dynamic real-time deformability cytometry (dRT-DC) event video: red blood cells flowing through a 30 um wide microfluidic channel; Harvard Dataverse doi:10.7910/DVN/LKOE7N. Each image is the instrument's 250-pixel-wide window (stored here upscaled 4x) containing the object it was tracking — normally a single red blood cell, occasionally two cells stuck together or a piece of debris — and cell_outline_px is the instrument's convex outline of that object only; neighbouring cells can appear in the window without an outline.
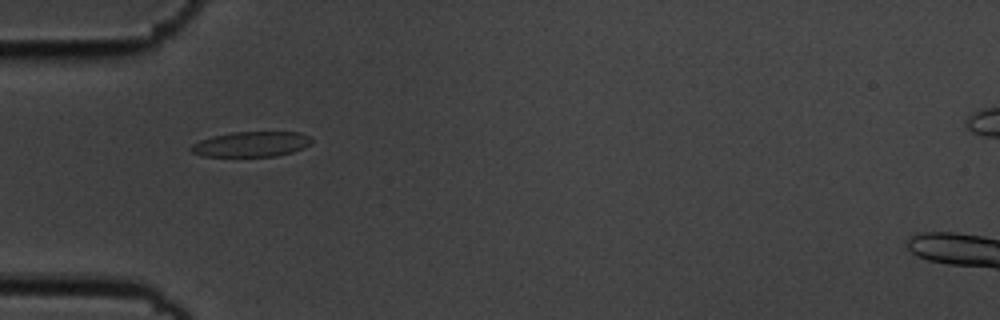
{"species": "common noctule bat (a hibernating species)", "species_latin": "Nyctalus noctula", "temperature_condition": "cold", "stored_images_in_passage": 7, "camera_frame_rate_fps": 3000, "um_per_image_px": 0.085, "animal": {"sex": "male", "body_mass_g": 19.5, "forearm_length_mm": 54.6}, "frame": {"image": 1, "passage_image": 1, "time_ms": 0.0, "image_size_px": [1000, 320], "cell_outline_px": [[312, 144], [304, 148], [292, 152], [276, 156], [200, 156], [192, 152], [188, 148], [192, 144], [200, 140], [212, 136], [232, 132], [300, 132], [312, 136]], "centroid_in_image_um": [21.38, 12.25], "position_along_channel_um": 63.6, "area_um2": 17.92}}
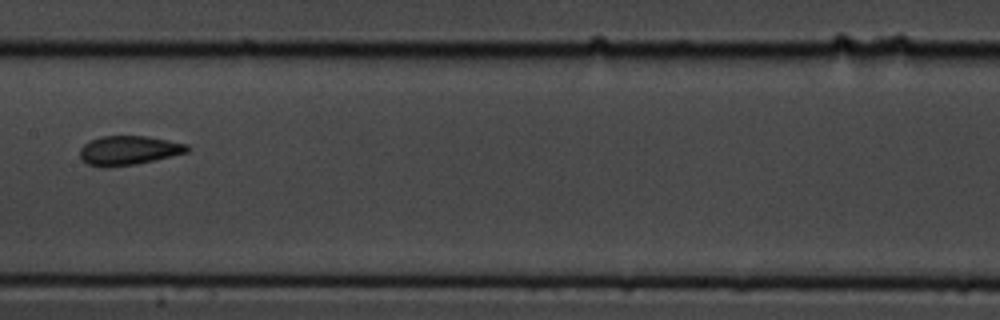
{"frame": {"image": 2, "passage_image": 4, "time_ms": 1.0, "image_size_px": [1000, 320], "cell_outline_px": [[192, 148], [188, 152], [136, 164], [108, 168], [104, 168], [88, 164], [80, 160], [80, 148], [88, 140], [100, 136], [148, 136], [188, 144]], "centroid_in_image_um": [10.91, 12.78], "position_along_channel_um": 196.5, "area_um2": 18.55}}
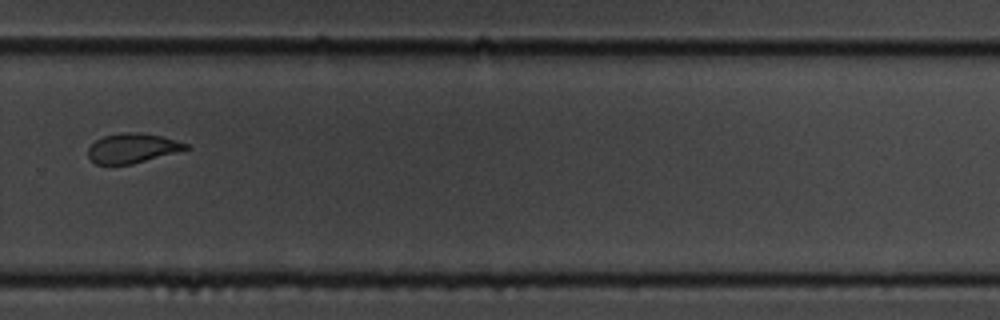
{"frame": {"image": 3, "passage_image": 7, "time_ms": 2.0, "image_size_px": [1000, 320], "cell_outline_px": [[192, 148], [132, 164], [96, 164], [88, 156], [88, 148], [96, 140], [104, 136], [120, 132], [140, 132], [160, 136], [176, 140], [188, 144]], "centroid_in_image_um": [11.26, 12.58], "position_along_channel_um": 318.5, "area_um2": 16.82}}